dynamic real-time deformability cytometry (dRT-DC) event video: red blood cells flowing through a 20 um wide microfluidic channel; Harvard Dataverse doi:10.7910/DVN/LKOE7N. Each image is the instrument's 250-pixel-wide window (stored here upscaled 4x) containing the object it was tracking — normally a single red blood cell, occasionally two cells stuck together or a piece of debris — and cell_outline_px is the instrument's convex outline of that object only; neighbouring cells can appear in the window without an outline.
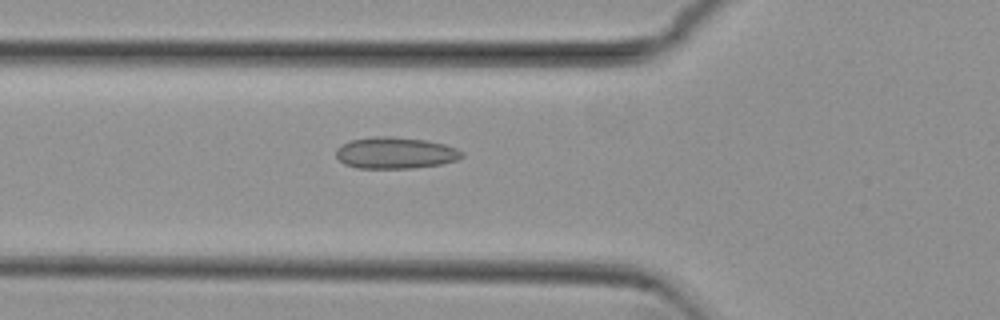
{"species": "common noctule bat (a hibernating species)", "species_latin": "Nyctalus noctula", "temperature_condition": "cold", "stored_images_in_passage": 52, "camera_frame_rate_fps": 3000, "um_per_image_px": 0.085, "animal": {"sex": "female", "body_mass_g": 29.2, "forearm_length_mm": 56.3}, "frame": {"image": 1, "passage_image": 19, "time_ms": 6.0, "image_size_px": [1000, 320], "cell_outline_px": [[464, 156], [456, 160], [440, 164], [412, 168], [356, 168], [344, 164], [336, 156], [336, 148], [352, 140], [372, 136], [392, 136], [428, 140], [444, 144], [456, 148], [464, 152]], "centroid_in_image_um": [33.61, 12.99], "position_along_channel_um": 92.2, "area_um2": 23.18}}
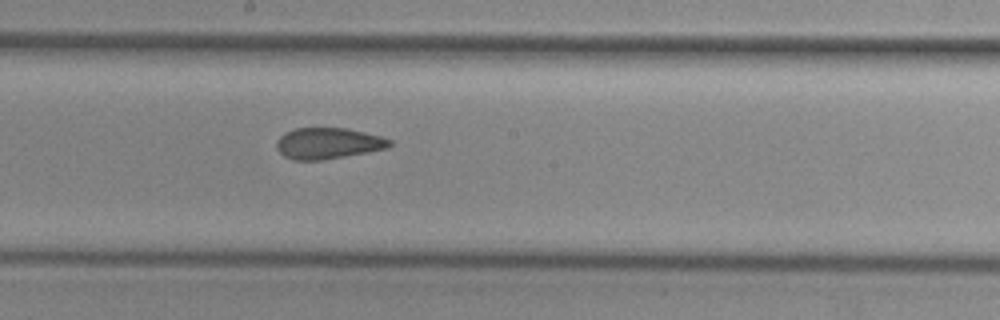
{"frame": {"image": 2, "passage_image": 29, "time_ms": 9.333, "image_size_px": [1000, 320], "cell_outline_px": [[392, 144], [388, 148], [368, 152], [320, 160], [292, 160], [284, 156], [276, 148], [276, 140], [284, 132], [296, 128], [348, 128], [380, 136], [392, 140]], "centroid_in_image_um": [27.87, 12.18], "position_along_channel_um": 220.3, "area_um2": 20.58}}
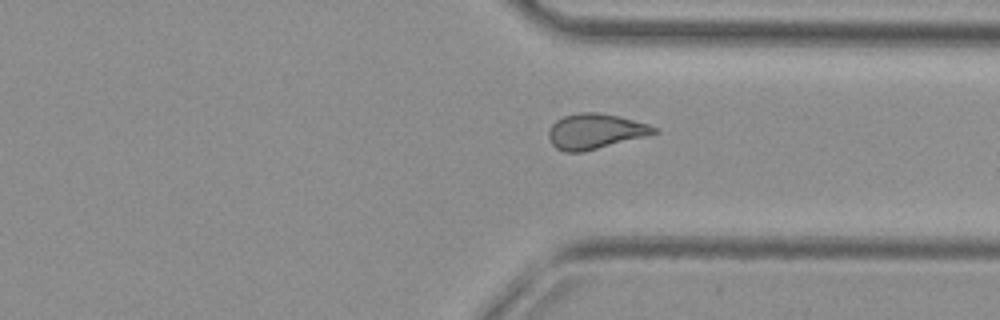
{"frame": {"image": 3, "passage_image": 40, "time_ms": 13.0, "image_size_px": [1000, 320], "cell_outline_px": [[656, 132], [644, 136], [584, 152], [564, 152], [556, 148], [552, 144], [548, 136], [548, 132], [552, 124], [556, 120], [564, 116], [580, 112], [596, 112], [620, 116], [648, 124], [656, 128]], "centroid_in_image_um": [50.54, 11.16], "position_along_channel_um": 360.9, "area_um2": 21.44}, "authors_computed_cell_mechanics": {"area_um2": 21.5016, "velocity_mm_per_s": 3.8285, "shape_relaxation_time_tau1_ms": null, "shape_relaxation_time_tau2_ms": 1.8842, "deformation_change_tau1": null, "deformation_change_tau2": 0.0805}}